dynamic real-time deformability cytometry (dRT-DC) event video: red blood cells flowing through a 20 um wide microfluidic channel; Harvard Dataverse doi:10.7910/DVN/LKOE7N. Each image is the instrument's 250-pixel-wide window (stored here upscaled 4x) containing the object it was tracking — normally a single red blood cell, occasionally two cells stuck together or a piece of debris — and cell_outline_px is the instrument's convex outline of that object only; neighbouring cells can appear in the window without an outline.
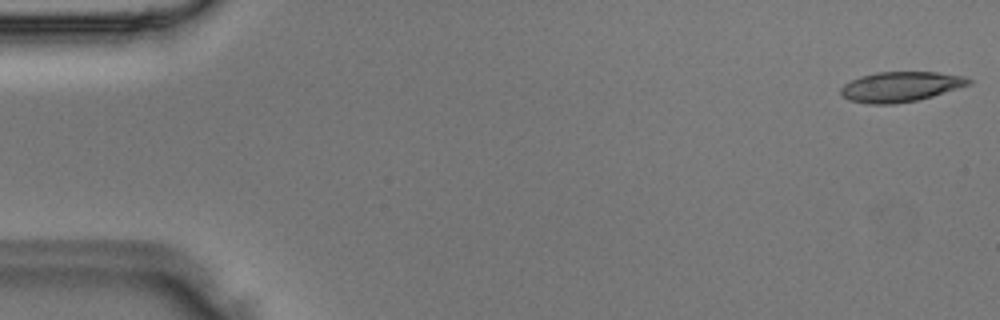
{"species": "Egyptian fruit bat (a non-hibernating species)", "species_latin": "Rousettus aegyptiacus", "temperature_condition": "room temperature", "stored_images_in_passage": 48, "camera_frame_rate_fps": 3000, "um_per_image_px": 0.085, "animal": {"sex": "male"}, "frame": {"image": 1, "passage_image": 1, "time_ms": 0.0, "image_size_px": [1000, 320], "cell_outline_px": [[972, 84], [932, 96], [916, 100], [892, 104], [868, 104], [848, 100], [840, 92], [840, 88], [844, 84], [860, 76], [876, 72], [936, 72], [964, 76], [972, 80]], "centroid_in_image_um": [76.54, 7.37], "position_along_channel_um": 8.5, "area_um2": 22.37}}
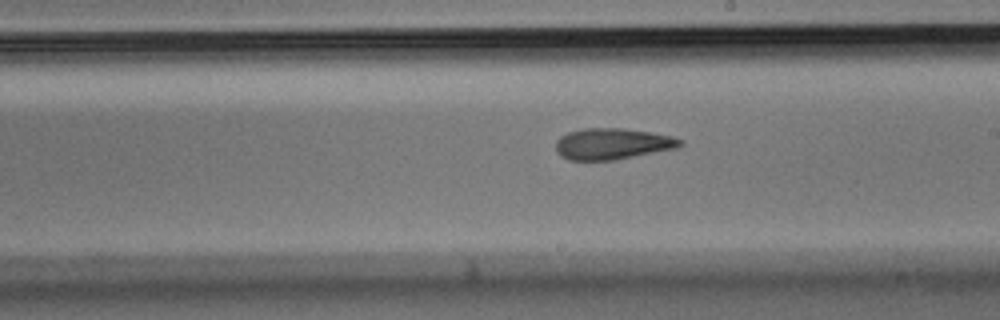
{"frame": {"image": 2, "passage_image": 27, "time_ms": 8.667, "image_size_px": [1000, 320], "cell_outline_px": [[684, 144], [676, 148], [612, 160], [568, 160], [560, 156], [556, 152], [556, 140], [560, 136], [568, 132], [584, 128], [624, 128], [652, 132], [672, 136], [684, 140]], "centroid_in_image_um": [52.04, 12.21], "position_along_channel_um": 237.0, "area_um2": 22.72}}
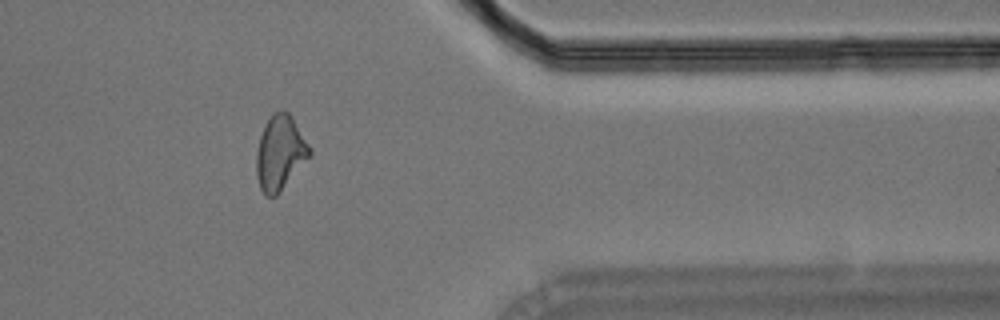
{"frame": {"image": 3, "passage_image": 39, "time_ms": 12.667, "image_size_px": [1000, 320], "cell_outline_px": [[312, 156], [280, 192], [276, 196], [264, 196], [260, 188], [256, 176], [256, 152], [260, 136], [264, 124], [272, 112], [280, 108], [284, 108], [292, 116], [312, 148]], "centroid_in_image_um": [23.82, 12.96], "position_along_channel_um": 387.6, "area_um2": 23.87}}